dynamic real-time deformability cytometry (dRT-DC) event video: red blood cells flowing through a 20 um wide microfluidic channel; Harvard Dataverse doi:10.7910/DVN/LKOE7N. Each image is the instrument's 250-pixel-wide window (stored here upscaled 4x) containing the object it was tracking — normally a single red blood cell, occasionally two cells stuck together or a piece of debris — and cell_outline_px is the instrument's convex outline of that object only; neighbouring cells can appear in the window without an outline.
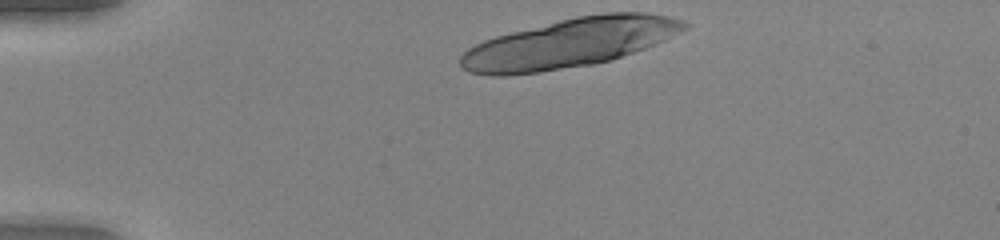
{"species": "human", "species_latin": "Homo sapiens", "temperature_condition": "warm", "stored_images_in_passage": 10, "camera_frame_rate_fps": 3000, "um_per_image_px": 0.085, "donor": {"sex": "female"}, "frame": {"image": 1, "passage_image": 1, "time_ms": 0.0, "image_size_px": [1000, 240], "cell_outline_px": [[692, 24], [688, 28], [656, 44], [608, 60], [592, 64], [540, 72], [504, 76], [492, 76], [468, 72], [460, 68], [460, 56], [468, 48], [484, 40], [496, 36], [576, 16], [608, 12], [644, 12], [672, 16], [684, 20]], "centroid_in_image_um": [48.42, 3.66], "position_along_channel_um": 36.6, "area_um2": 64.1}}